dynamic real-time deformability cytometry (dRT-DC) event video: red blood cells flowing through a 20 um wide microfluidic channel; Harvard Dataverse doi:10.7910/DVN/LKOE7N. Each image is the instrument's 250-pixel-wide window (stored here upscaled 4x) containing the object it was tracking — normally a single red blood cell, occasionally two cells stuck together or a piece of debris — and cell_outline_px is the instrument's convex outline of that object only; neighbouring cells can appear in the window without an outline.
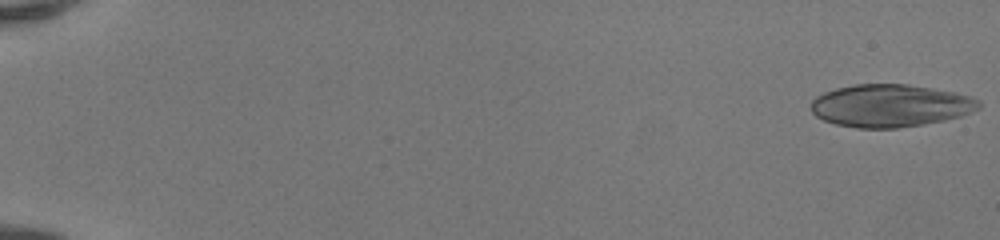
{"species": "human", "species_latin": "Homo sapiens", "temperature_condition": "room temperature", "stored_images_in_passage": 50, "camera_frame_rate_fps": 3000, "um_per_image_px": 0.085, "donor": {"sex": "female"}, "frame": {"image": 1, "passage_image": 1, "time_ms": 0.0, "image_size_px": [1000, 240], "cell_outline_px": [[980, 108], [960, 116], [944, 120], [896, 128], [856, 128], [836, 124], [824, 120], [816, 116], [812, 112], [812, 100], [816, 96], [824, 92], [836, 88], [852, 84], [908, 84], [956, 92], [972, 96], [980, 100]], "centroid_in_image_um": [75.68, 8.97], "position_along_channel_um": 9.3, "area_um2": 41.67}}
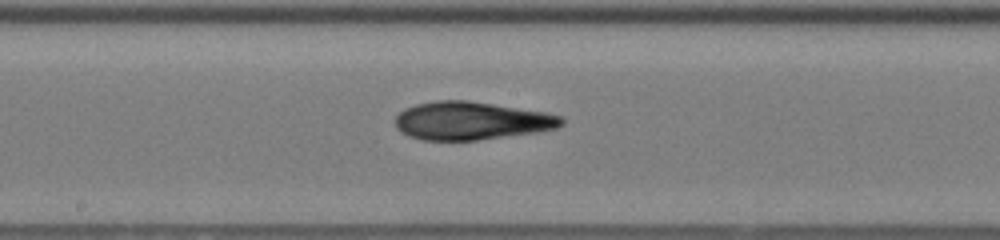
{"frame": {"image": 2, "passage_image": 29, "time_ms": 9.333, "image_size_px": [1000, 240], "cell_outline_px": [[564, 124], [556, 128], [536, 132], [476, 140], [424, 140], [408, 136], [400, 132], [396, 128], [396, 116], [404, 108], [416, 104], [436, 100], [464, 100], [492, 104], [544, 112], [560, 116], [564, 120]], "centroid_in_image_um": [40.02, 10.27], "position_along_channel_um": 208.2, "area_um2": 36.65}}
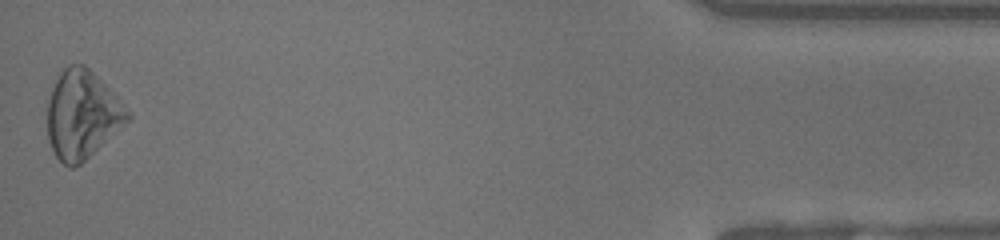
{"frame": {"image": 3, "passage_image": 50, "time_ms": 16.333, "image_size_px": [1000, 240], "cell_outline_px": [[132, 116], [128, 120], [80, 164], [72, 168], [68, 168], [56, 156], [48, 140], [48, 100], [52, 88], [60, 72], [68, 64], [84, 64], [132, 112]], "centroid_in_image_um": [6.96, 9.74], "position_along_channel_um": 428.2, "area_um2": 40.52}, "authors_computed_cell_mechanics": {"area_um2": 38.2058, "velocity_mm_per_s": 4.21, "shape_relaxation_time_tau1_ms": 7.7231, "shape_relaxation_time_tau2_ms": 5.2614, "deformation_change_tau1": 0.2232, "deformation_change_tau2": 0.1477}}